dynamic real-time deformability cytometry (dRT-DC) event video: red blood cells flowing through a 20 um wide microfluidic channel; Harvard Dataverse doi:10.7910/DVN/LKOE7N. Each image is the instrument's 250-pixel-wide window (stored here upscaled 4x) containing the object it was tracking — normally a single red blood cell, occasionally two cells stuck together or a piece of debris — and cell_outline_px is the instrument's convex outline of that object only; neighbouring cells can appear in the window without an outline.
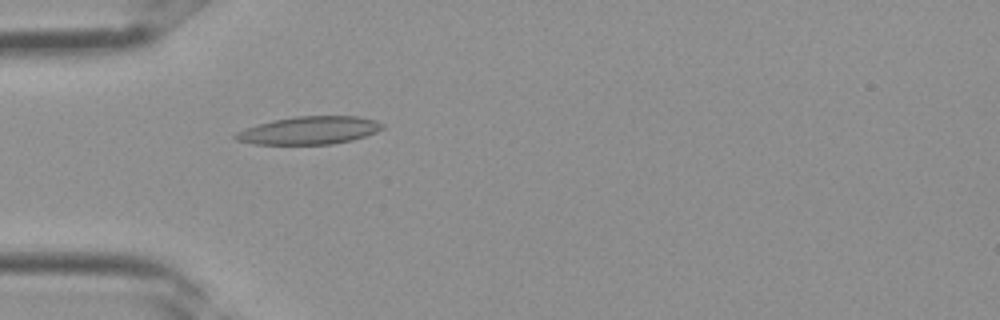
{"species": "Egyptian fruit bat (a non-hibernating species)", "species_latin": "Rousettus aegyptiacus", "temperature_condition": "room temperature", "stored_images_in_passage": 2, "camera_frame_rate_fps": 3000, "um_per_image_px": 0.085, "frame": {"image": 1, "passage_image": 2, "time_ms": 0.333, "image_size_px": [1000, 320], "cell_outline_px": [[384, 128], [376, 132], [352, 140], [332, 144], [252, 144], [236, 140], [232, 136], [236, 132], [244, 128], [272, 120], [296, 116], [356, 116], [376, 120], [384, 124]], "centroid_in_image_um": [26.26, 11.08], "position_along_channel_um": 58.7, "area_um2": 23.93}}